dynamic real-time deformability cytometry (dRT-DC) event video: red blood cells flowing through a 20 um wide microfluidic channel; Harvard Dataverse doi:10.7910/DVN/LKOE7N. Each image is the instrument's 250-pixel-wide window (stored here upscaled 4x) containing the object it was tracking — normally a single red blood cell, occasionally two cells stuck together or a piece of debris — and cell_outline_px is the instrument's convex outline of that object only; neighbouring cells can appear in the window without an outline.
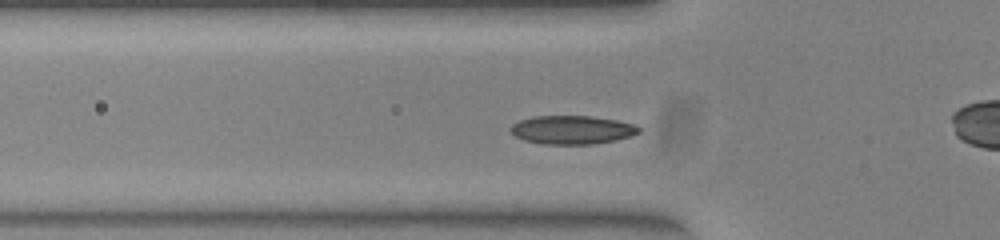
{"species": "common noctule bat (a hibernating species)", "species_latin": "Nyctalus noctula", "temperature_condition": "warm", "stored_images_in_passage": 47, "camera_frame_rate_fps": 3000, "um_per_image_px": 0.085, "animal": {"sex": "female", "body_mass_g": 23.0, "forearm_length_mm": 53.4}, "frame": {"image": 1, "passage_image": 11, "time_ms": 3.333, "image_size_px": [1000, 240], "cell_outline_px": [[640, 132], [632, 136], [616, 140], [592, 144], [540, 144], [524, 140], [516, 136], [508, 128], [512, 124], [520, 120], [532, 116], [592, 116], [616, 120], [636, 124], [640, 128]], "centroid_in_image_um": [48.63, 11.03], "position_along_channel_um": 77.2, "area_um2": 21.5}}
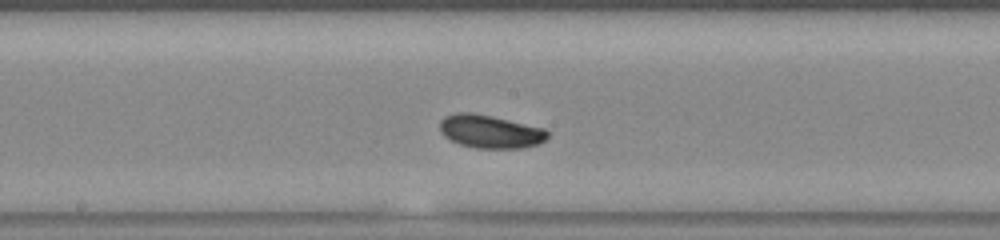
{"frame": {"image": 2, "passage_image": 21, "time_ms": 6.667, "image_size_px": [1000, 240], "cell_outline_px": [[548, 136], [540, 144], [524, 148], [476, 148], [460, 144], [444, 136], [440, 132], [440, 120], [444, 116], [456, 112], [472, 112], [492, 116], [544, 128], [548, 132]], "centroid_in_image_um": [41.66, 11.17], "position_along_channel_um": 206.5, "area_um2": 20.92}}
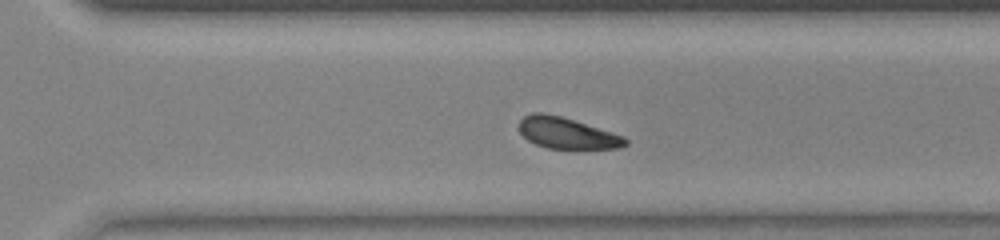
{"frame": {"image": 3, "passage_image": 30, "time_ms": 9.667, "image_size_px": [1000, 240], "cell_outline_px": [[628, 144], [620, 148], [548, 148], [536, 144], [528, 140], [520, 132], [520, 120], [524, 116], [532, 112], [540, 112], [560, 116], [612, 132], [624, 136], [628, 140]], "centroid_in_image_um": [48.19, 11.31], "position_along_channel_um": 322.4, "area_um2": 19.02}, "authors_computed_cell_mechanics": {"area_um2": 20.1722, "velocity_mm_per_s": 3.8665, "shape_relaxation_time_tau1_ms": 1.7228, "shape_relaxation_time_tau2_ms": null, "deformation_change_tau1": 0.0748, "deformation_change_tau2": null}}